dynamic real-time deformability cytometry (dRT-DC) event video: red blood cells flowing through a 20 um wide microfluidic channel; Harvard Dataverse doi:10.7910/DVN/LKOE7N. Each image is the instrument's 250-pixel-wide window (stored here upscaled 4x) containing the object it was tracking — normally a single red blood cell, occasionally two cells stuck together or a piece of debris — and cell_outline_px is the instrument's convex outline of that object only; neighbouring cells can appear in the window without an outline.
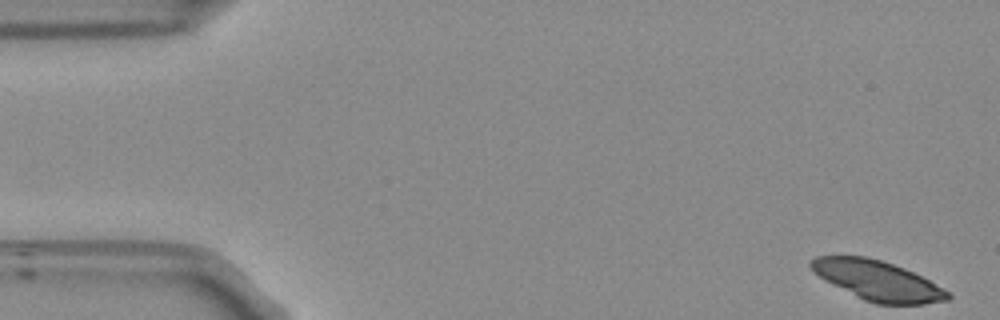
{"species": "Egyptian fruit bat (a non-hibernating species)", "species_latin": "Rousettus aegyptiacus", "temperature_condition": "room temperature", "stored_images_in_passage": 52, "camera_frame_rate_fps": 3000, "um_per_image_px": 0.085, "frame": {"image": 1, "passage_image": 1, "time_ms": 0.0, "image_size_px": [1000, 320], "cell_outline_px": [[952, 296], [948, 300], [924, 304], [876, 304], [864, 300], [824, 280], [808, 264], [816, 256], [864, 256], [880, 260], [904, 268], [944, 288]], "centroid_in_image_um": [74.61, 23.85], "position_along_channel_um": 10.4, "area_um2": 31.21}}